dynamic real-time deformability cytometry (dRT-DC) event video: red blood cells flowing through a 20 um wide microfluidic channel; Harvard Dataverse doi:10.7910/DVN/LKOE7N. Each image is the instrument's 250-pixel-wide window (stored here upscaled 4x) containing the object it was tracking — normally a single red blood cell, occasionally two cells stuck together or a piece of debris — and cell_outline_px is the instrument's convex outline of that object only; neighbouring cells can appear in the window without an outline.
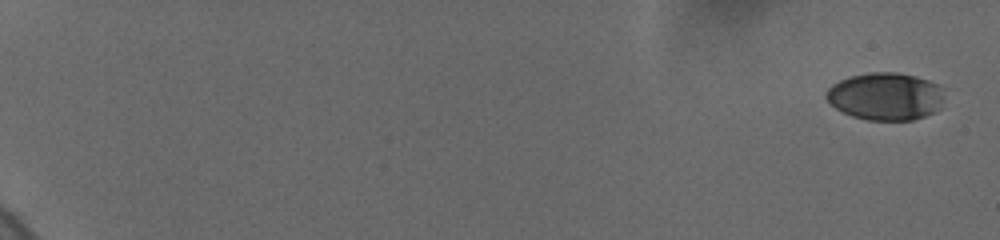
{"species": "human", "species_latin": "Homo sapiens", "temperature_condition": "cold", "stored_images_in_passage": 8, "camera_frame_rate_fps": 3000, "um_per_image_px": 0.085, "donor": {"sex": "female"}, "frame": {"image": 1, "passage_image": 1, "time_ms": 0.0, "image_size_px": [1000, 240], "cell_outline_px": [[940, 108], [924, 116], [912, 120], [868, 120], [852, 116], [836, 108], [824, 96], [824, 92], [832, 84], [848, 76], [872, 72], [896, 72], [916, 76], [928, 80], [936, 84], [940, 96]], "centroid_in_image_um": [75.19, 8.18], "position_along_channel_um": 9.8, "area_um2": 32.31}}
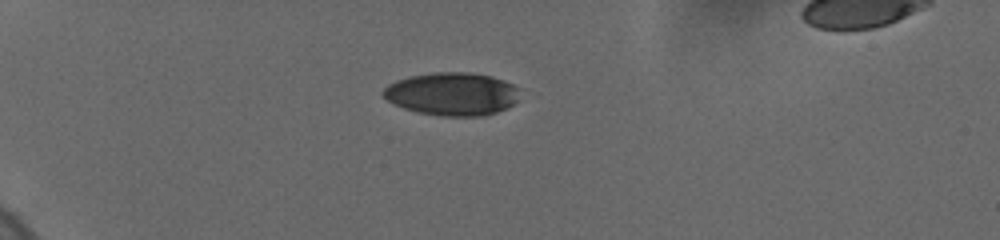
{"frame": {"image": 2, "passage_image": 6, "time_ms": 5.667, "image_size_px": [1000, 240], "cell_outline_px": [[520, 88], [516, 100], [508, 108], [484, 116], [440, 116], [416, 112], [404, 108], [388, 100], [380, 92], [388, 84], [396, 80], [408, 76], [432, 72], [468, 72], [492, 76], [504, 80]], "centroid_in_image_um": [38.42, 7.98], "position_along_channel_um": 46.6, "area_um2": 34.45}}